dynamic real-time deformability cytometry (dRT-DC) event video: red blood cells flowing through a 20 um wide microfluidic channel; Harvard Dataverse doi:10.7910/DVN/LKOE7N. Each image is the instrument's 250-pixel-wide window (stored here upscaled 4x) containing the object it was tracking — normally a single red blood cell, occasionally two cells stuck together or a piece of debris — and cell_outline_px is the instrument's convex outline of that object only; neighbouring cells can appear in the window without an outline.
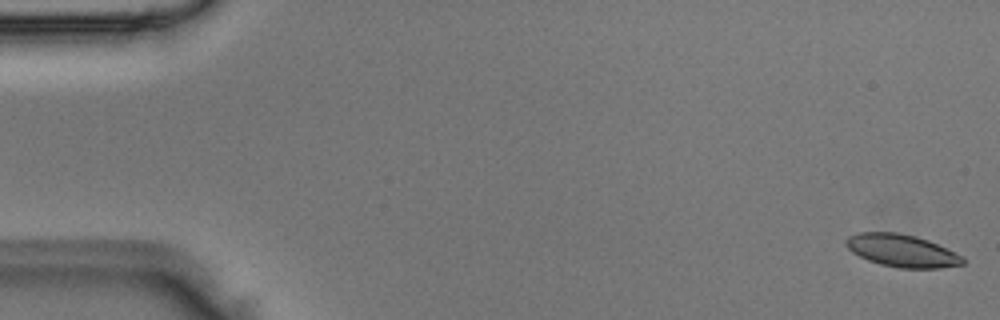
{"species": "Egyptian fruit bat (a non-hibernating species)", "species_latin": "Rousettus aegyptiacus", "temperature_condition": "room temperature", "stored_images_in_passage": 50, "camera_frame_rate_fps": 3000, "um_per_image_px": 0.085, "animal": {"sex": "male"}, "frame": {"image": 1, "passage_image": 1, "time_ms": 0.0, "image_size_px": [1000, 320], "cell_outline_px": [[964, 264], [940, 268], [900, 268], [880, 264], [868, 260], [852, 252], [844, 244], [844, 240], [848, 236], [856, 232], [896, 232], [916, 236], [928, 240], [964, 256]], "centroid_in_image_um": [76.64, 21.3], "position_along_channel_um": 8.4, "area_um2": 22.25}}
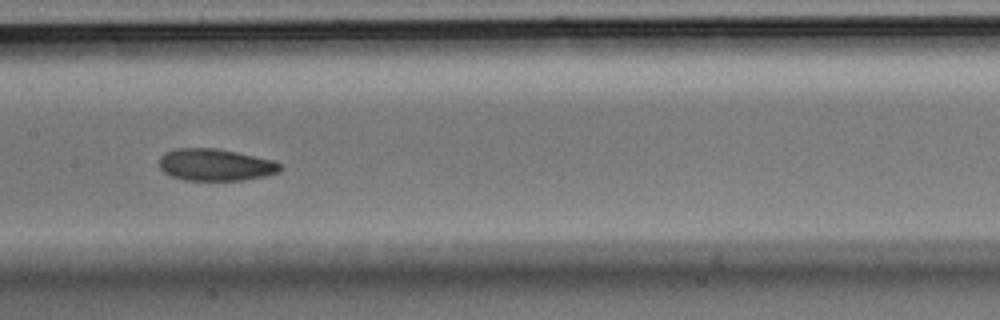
{"frame": {"image": 2, "passage_image": 25, "time_ms": 8.0, "image_size_px": [1000, 320], "cell_outline_px": [[284, 168], [280, 172], [264, 176], [244, 180], [184, 180], [172, 176], [164, 172], [160, 168], [160, 156], [164, 152], [176, 148], [216, 148], [236, 152], [272, 160], [280, 164]], "centroid_in_image_um": [18.31, 14.01], "position_along_channel_um": 189.1, "area_um2": 22.54}}
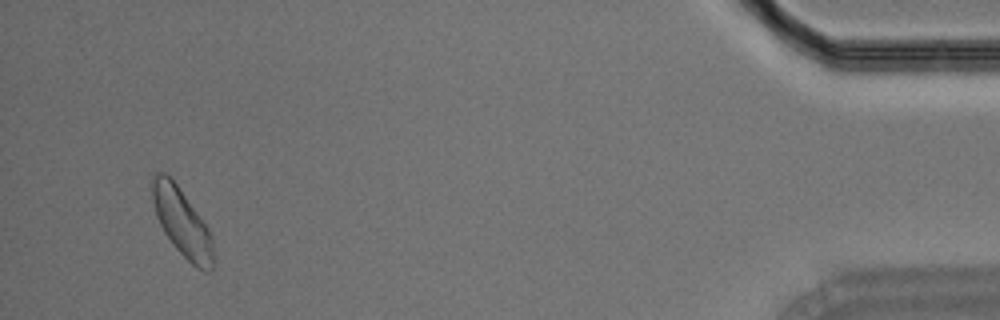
{"frame": {"image": 3, "passage_image": 48, "time_ms": 15.667, "image_size_px": [1000, 320], "cell_outline_px": [[212, 268], [208, 272], [204, 272], [196, 268], [176, 248], [164, 232], [156, 216], [152, 200], [152, 176], [156, 172], [164, 172], [172, 176], [208, 228], [212, 240]], "centroid_in_image_um": [15.44, 18.85], "position_along_channel_um": 419.8, "area_um2": 23.99}}